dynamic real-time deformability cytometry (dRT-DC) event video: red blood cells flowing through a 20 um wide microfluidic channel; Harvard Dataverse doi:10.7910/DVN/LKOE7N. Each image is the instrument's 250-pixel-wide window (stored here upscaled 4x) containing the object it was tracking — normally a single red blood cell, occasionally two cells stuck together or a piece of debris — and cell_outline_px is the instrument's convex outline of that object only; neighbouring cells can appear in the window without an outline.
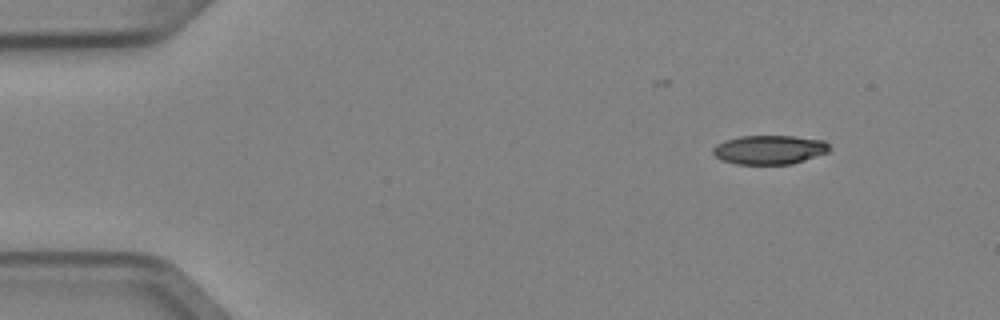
{"species": "Egyptian fruit bat (a non-hibernating species)", "species_latin": "Rousettus aegyptiacus", "temperature_condition": "cold", "stored_images_in_passage": 3, "camera_frame_rate_fps": 3000, "um_per_image_px": 0.085, "animal": {"sex": "female"}, "frame": {"image": 1, "passage_image": 1, "time_ms": 0.0, "image_size_px": [1000, 320], "cell_outline_px": [[832, 148], [828, 152], [792, 164], [736, 164], [720, 160], [712, 152], [712, 148], [716, 144], [724, 140], [740, 136], [792, 136], [824, 140]], "centroid_in_image_um": [65.38, 12.72], "position_along_channel_um": 19.6, "area_um2": 19.83}}